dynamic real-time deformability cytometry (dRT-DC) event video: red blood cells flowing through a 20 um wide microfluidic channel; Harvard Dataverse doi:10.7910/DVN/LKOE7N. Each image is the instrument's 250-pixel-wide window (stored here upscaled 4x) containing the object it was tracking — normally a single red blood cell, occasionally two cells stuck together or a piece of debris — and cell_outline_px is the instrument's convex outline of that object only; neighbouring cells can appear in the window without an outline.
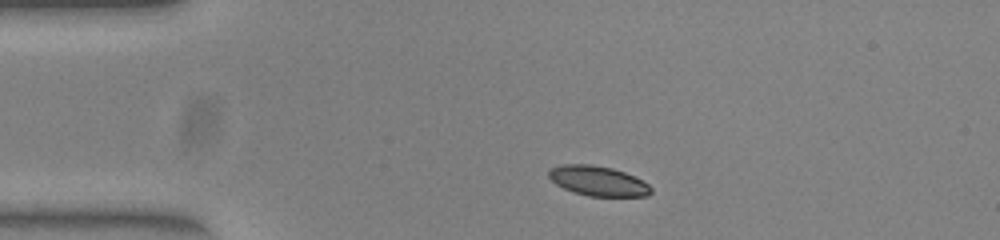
{"species": "common noctule bat (a hibernating species)", "species_latin": "Nyctalus noctula", "temperature_condition": "warm", "stored_images_in_passage": 46, "camera_frame_rate_fps": 3000, "um_per_image_px": 0.085, "animal": {"sex": "female", "body_mass_g": 23.0, "forearm_length_mm": 53.4}, "frame": {"image": 1, "passage_image": 4, "time_ms": 1.0, "image_size_px": [1000, 240], "cell_outline_px": [[652, 192], [648, 196], [588, 196], [572, 192], [556, 184], [548, 176], [548, 168], [560, 164], [592, 164], [612, 168], [624, 172], [648, 184], [652, 188]], "centroid_in_image_um": [50.79, 15.37], "position_along_channel_um": 34.2, "area_um2": 17.86}}
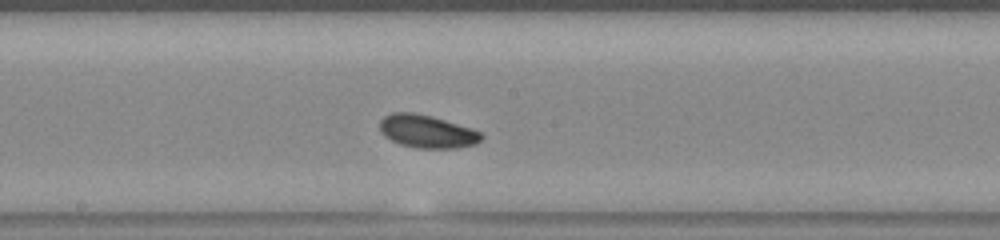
{"frame": {"image": 2, "passage_image": 21, "time_ms": 6.667, "image_size_px": [1000, 240], "cell_outline_px": [[484, 136], [476, 144], [456, 148], [416, 148], [400, 144], [384, 136], [380, 132], [380, 120], [384, 116], [392, 112], [412, 112], [432, 116], [472, 128], [480, 132]], "centroid_in_image_um": [36.29, 11.17], "position_along_channel_um": 211.9, "area_um2": 19.59}}
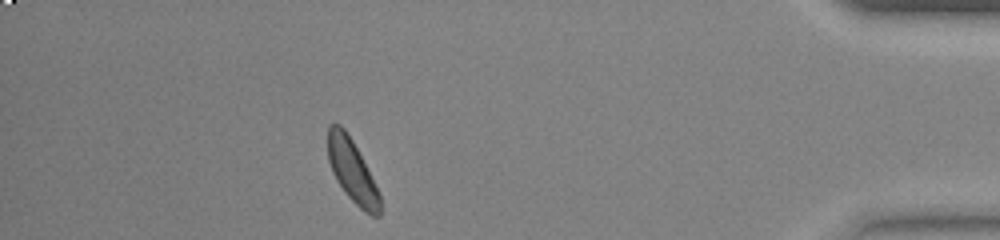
{"frame": {"image": 3, "passage_image": 40, "time_ms": 13.0, "image_size_px": [1000, 240], "cell_outline_px": [[380, 216], [372, 216], [364, 212], [344, 192], [336, 180], [332, 172], [328, 160], [328, 124], [340, 124], [344, 128], [352, 140], [380, 196]], "centroid_in_image_um": [29.89, 14.53], "position_along_channel_um": 405.3, "area_um2": 18.55}, "authors_computed_cell_mechanics": {"area_um2": 19.0451, "velocity_mm_per_s": 3.8772, "shape_relaxation_time_tau1_ms": 7.9961, "shape_relaxation_time_tau2_ms": null, "deformation_change_tau1": 0.1839, "deformation_change_tau2": null}}